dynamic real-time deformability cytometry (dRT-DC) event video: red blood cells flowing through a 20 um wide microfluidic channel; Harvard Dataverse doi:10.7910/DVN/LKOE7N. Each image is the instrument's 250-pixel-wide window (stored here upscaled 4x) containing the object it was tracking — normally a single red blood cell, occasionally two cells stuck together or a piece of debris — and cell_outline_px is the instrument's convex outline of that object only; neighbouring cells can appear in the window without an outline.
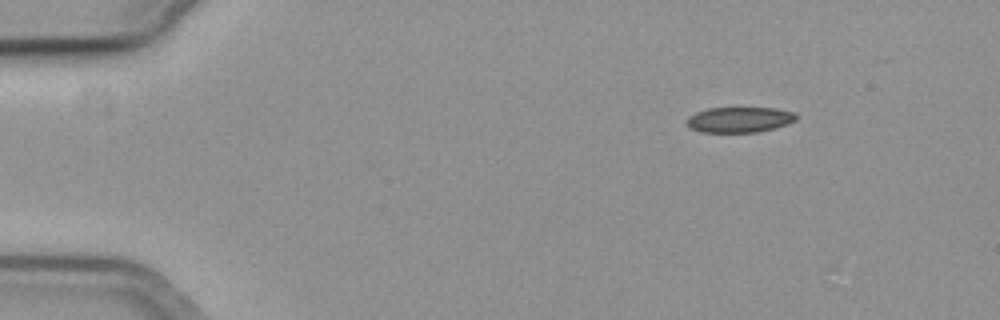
{"species": "common noctule bat (a hibernating species)", "species_latin": "Nyctalus noctula", "temperature_condition": "cold", "stored_images_in_passage": 12, "camera_frame_rate_fps": 3000, "um_per_image_px": 0.085, "animal": {"sex": "female", "body_mass_g": 19.3, "forearm_length_mm": 54.1}, "frame": {"image": 1, "passage_image": 1, "time_ms": 0.0, "image_size_px": [1000, 320], "cell_outline_px": [[796, 120], [772, 128], [756, 132], [700, 132], [692, 128], [684, 120], [688, 116], [696, 112], [708, 108], [776, 108], [796, 112]], "centroid_in_image_um": [62.82, 10.16], "position_along_channel_um": 22.2, "area_um2": 16.13}}
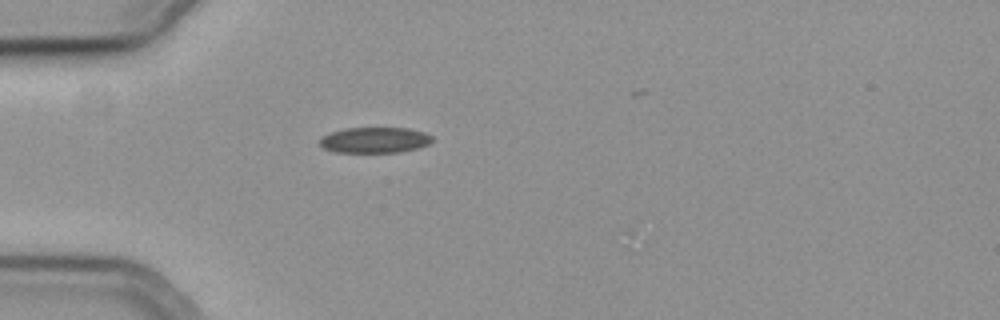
{"frame": {"image": 2, "passage_image": 10, "time_ms": 3.0, "image_size_px": [1000, 320], "cell_outline_px": [[432, 140], [428, 144], [420, 148], [400, 152], [332, 152], [324, 148], [320, 144], [320, 136], [344, 128], [408, 128], [424, 132], [432, 136]], "centroid_in_image_um": [31.85, 11.91], "position_along_channel_um": 53.2, "area_um2": 16.94}}